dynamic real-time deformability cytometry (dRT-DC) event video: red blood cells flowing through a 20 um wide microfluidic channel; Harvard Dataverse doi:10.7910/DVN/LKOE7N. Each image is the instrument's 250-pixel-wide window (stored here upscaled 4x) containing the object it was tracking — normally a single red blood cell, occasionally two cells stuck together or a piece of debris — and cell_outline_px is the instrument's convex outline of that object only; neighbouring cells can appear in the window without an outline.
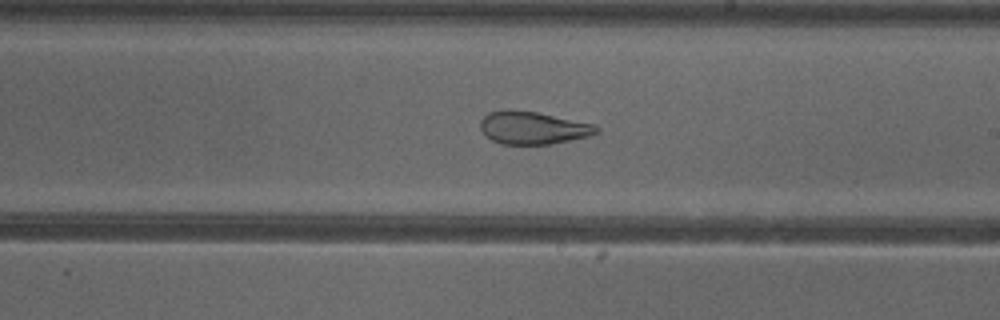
{"species": "common noctule bat (a hibernating species)", "species_latin": "Nyctalus noctula", "temperature_condition": "cold", "stored_images_in_passage": 52, "camera_frame_rate_fps": 3000, "um_per_image_px": 0.085, "animal": {"sex": "female"}, "frame": {"image": 1, "passage_image": 30, "time_ms": 9.667, "image_size_px": [1000, 320], "cell_outline_px": [[600, 132], [592, 136], [552, 144], [500, 144], [492, 140], [480, 128], [480, 120], [488, 112], [504, 108], [536, 112], [596, 124], [600, 128]], "centroid_in_image_um": [45.34, 10.86], "position_along_channel_um": 243.7, "area_um2": 22.48}}